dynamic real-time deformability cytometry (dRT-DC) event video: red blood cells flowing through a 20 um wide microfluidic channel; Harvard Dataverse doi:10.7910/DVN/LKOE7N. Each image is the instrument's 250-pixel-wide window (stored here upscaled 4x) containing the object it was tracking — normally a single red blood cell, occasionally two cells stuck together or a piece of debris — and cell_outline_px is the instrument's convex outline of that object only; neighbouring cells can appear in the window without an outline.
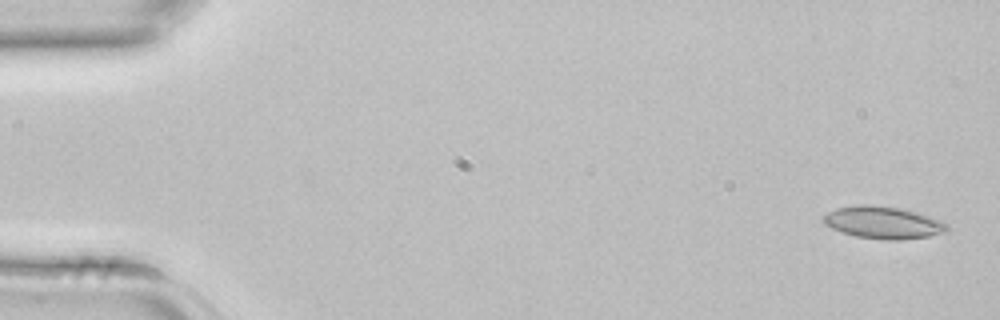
{"species": "common noctule bat (a hibernating species)", "species_latin": "Nyctalus noctula", "temperature_condition": "room temperature", "stored_images_in_passage": 3, "camera_frame_rate_fps": 3000, "um_per_image_px": 0.085, "animal": {"sex": "female", "body_mass_g": 22.7, "forearm_length_mm": 54.2}, "frame": {"image": 1, "passage_image": 1, "time_ms": 0.0, "image_size_px": [1000, 320], "cell_outline_px": [[948, 232], [928, 236], [904, 240], [884, 240], [856, 236], [832, 228], [824, 224], [824, 216], [828, 212], [836, 208], [860, 204], [868, 204], [900, 208], [916, 212], [940, 220], [948, 224]], "centroid_in_image_um": [75.1, 18.92], "position_along_channel_um": 9.9, "area_um2": 23.18}}
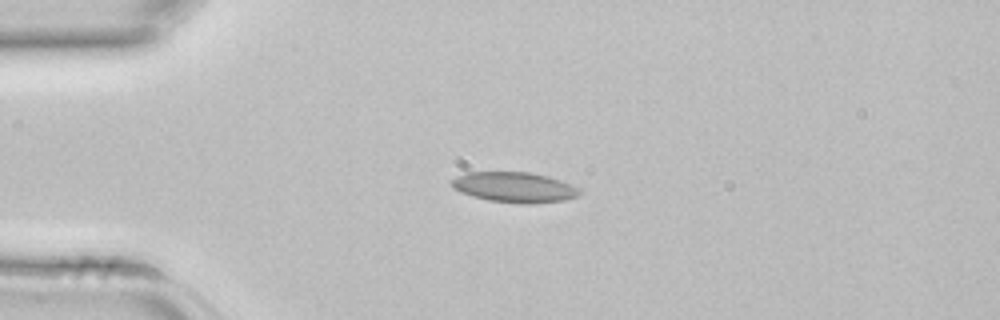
{"frame": {"image": 2, "passage_image": 2, "time_ms": 0.333, "image_size_px": [1000, 320], "cell_outline_px": [[580, 192], [576, 196], [564, 200], [532, 204], [520, 204], [488, 200], [472, 196], [456, 188], [452, 184], [452, 180], [456, 176], [464, 172], [532, 172], [548, 176], [560, 180], [580, 188]], "centroid_in_image_um": [43.75, 15.91], "position_along_channel_um": 41.2, "area_um2": 22.48}}
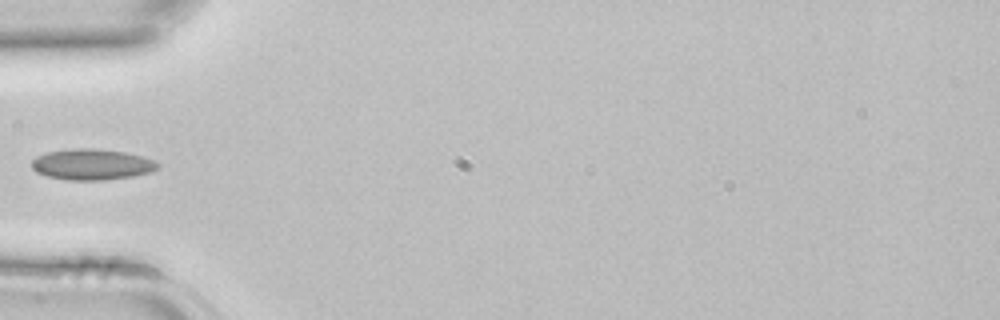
{"frame": {"image": 3, "passage_image": 3, "time_ms": 0.667, "image_size_px": [1000, 320], "cell_outline_px": [[160, 168], [152, 172], [132, 176], [104, 180], [68, 180], [48, 176], [36, 172], [32, 168], [32, 160], [36, 156], [48, 152], [72, 148], [92, 148], [124, 152], [156, 160], [160, 164]], "centroid_in_image_um": [7.83, 13.98], "position_along_channel_um": 77.2, "area_um2": 22.77}}